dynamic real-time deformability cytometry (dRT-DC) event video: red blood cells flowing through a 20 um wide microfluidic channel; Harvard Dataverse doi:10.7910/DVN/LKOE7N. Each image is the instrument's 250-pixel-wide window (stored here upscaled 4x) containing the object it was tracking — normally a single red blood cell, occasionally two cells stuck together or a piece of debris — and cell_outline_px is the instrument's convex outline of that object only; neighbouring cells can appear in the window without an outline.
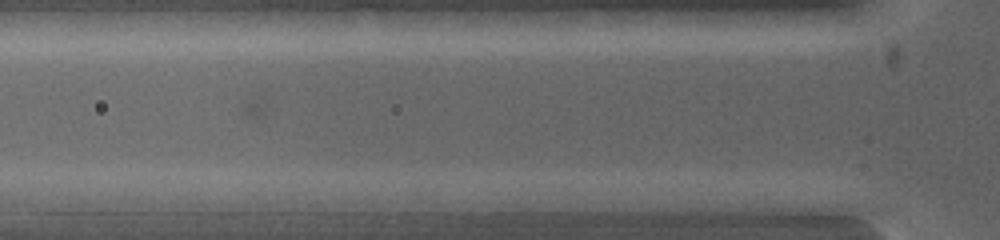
{"species": "common noctule bat (a hibernating species)", "species_latin": "Nyctalus noctula", "temperature_condition": "warm", "stored_images_in_passage": 5, "segment_of_instrument_passage": [2, 2], "camera_frame_rate_fps": 5000, "um_per_image_px": 0.085, "animal": {"sex": "female", "body_mass_g": 19.0, "forearm_length_mm": 53.3}, "frame": {"image": 1, "passage_image": 5, "time_ms": 1.2, "image_size_px": [1000, 240], "cell_outline_px": [[664, 200], [652, 208], [576, 212], [496, 212], [496, 200], [520, 192], [616, 192]], "centroid_in_image_um": [48.68, 17.18], "position_along_channel_um": 77.1, "area_um2": 20.4}}